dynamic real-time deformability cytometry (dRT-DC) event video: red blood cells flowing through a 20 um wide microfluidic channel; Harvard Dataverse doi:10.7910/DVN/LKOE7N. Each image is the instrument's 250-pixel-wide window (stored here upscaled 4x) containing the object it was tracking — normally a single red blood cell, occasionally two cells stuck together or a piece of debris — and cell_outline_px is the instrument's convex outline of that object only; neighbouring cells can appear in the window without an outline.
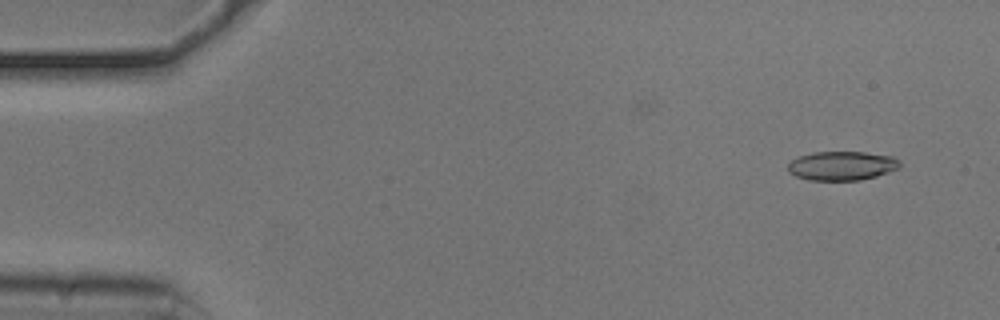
{"species": "common noctule bat (a hibernating species)", "species_latin": "Nyctalus noctula", "temperature_condition": "cold", "stored_images_in_passage": 54, "camera_frame_rate_fps": 3000, "um_per_image_px": 0.085, "animal": {"sex": "male", "body_mass_g": 20.5, "forearm_length_mm": 52.5}, "frame": {"image": 1, "passage_image": 3, "time_ms": 0.667, "image_size_px": [1000, 320], "cell_outline_px": [[900, 168], [876, 176], [860, 180], [808, 180], [796, 176], [788, 172], [788, 164], [792, 160], [800, 156], [812, 152], [864, 152], [892, 156], [900, 160]], "centroid_in_image_um": [71.57, 14.09], "position_along_channel_um": 13.4, "area_um2": 18.96}}
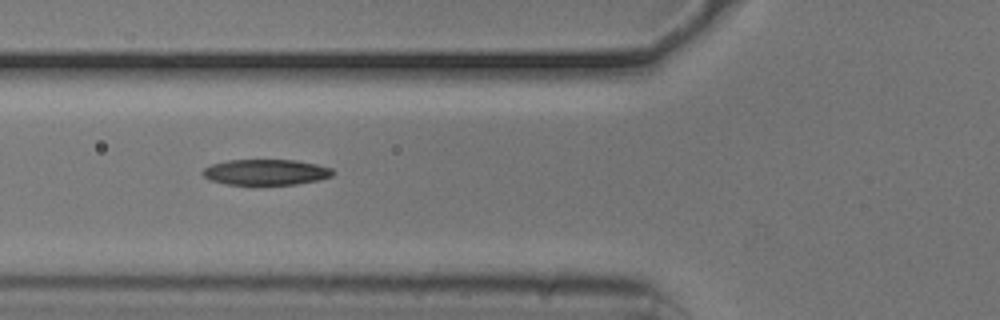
{"frame": {"image": 2, "passage_image": 19, "time_ms": 6.0, "image_size_px": [1000, 320], "cell_outline_px": [[336, 172], [332, 176], [320, 180], [296, 184], [228, 184], [208, 180], [200, 172], [204, 168], [212, 164], [228, 160], [296, 160], [316, 164], [332, 168]], "centroid_in_image_um": [22.61, 14.63], "position_along_channel_um": 103.2, "area_um2": 19.54}}
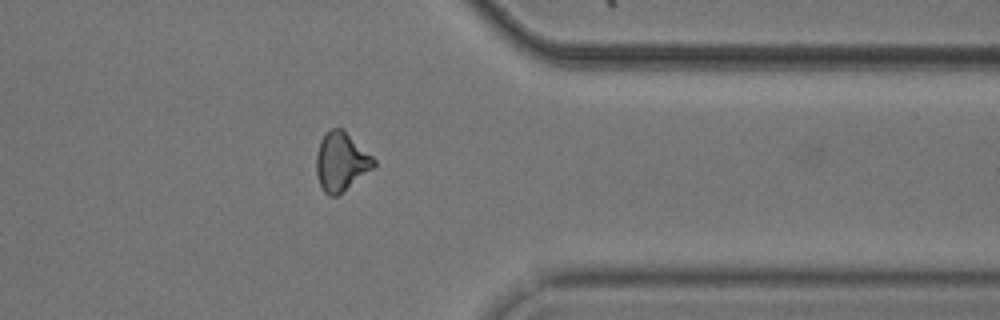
{"frame": {"image": 3, "passage_image": 42, "time_ms": 13.667, "image_size_px": [1000, 320], "cell_outline_px": [[376, 164], [372, 168], [336, 196], [328, 196], [324, 192], [320, 184], [316, 172], [316, 152], [320, 140], [324, 132], [332, 128], [344, 128], [376, 160]], "centroid_in_image_um": [28.96, 13.69], "position_along_channel_um": 382.4, "area_um2": 19.59}, "authors_computed_cell_mechanics": {"area_um2": 19.5364, "velocity_mm_per_s": 3.7555, "shape_relaxation_time_tau1_ms": 4.2318, "shape_relaxation_time_tau2_ms": 3.0492, "deformation_change_tau1": 0.1511, "deformation_change_tau2": 0.1049}}